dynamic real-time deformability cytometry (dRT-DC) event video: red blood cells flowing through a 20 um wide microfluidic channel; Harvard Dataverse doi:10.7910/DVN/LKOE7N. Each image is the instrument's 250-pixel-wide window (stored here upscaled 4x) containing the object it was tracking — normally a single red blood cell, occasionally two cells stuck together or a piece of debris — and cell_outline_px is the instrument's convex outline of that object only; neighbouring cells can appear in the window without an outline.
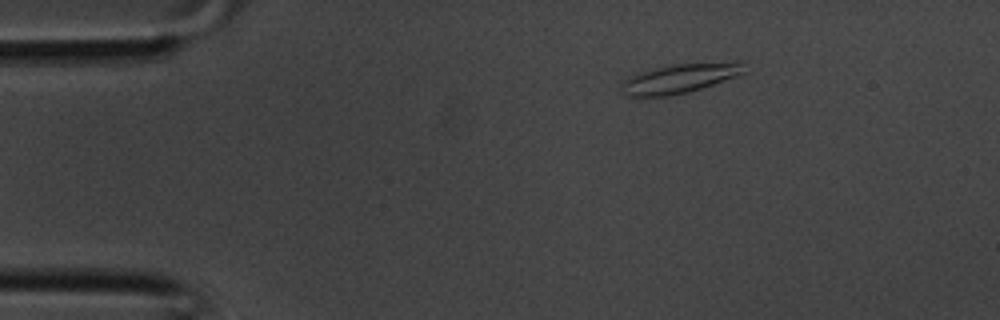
{"species": "common noctule bat (a hibernating species)", "species_latin": "Nyctalus noctula", "temperature_condition": "room temperature", "stored_images_in_passage": 6, "camera_frame_rate_fps": 3000, "um_per_image_px": 0.085, "animal": {"sex": "male", "body_mass_g": 20.1, "forearm_length_mm": 53.5}, "frame": {"image": 1, "passage_image": 1, "time_ms": 0.0, "image_size_px": [1000, 320], "cell_outline_px": [[744, 72], [736, 76], [688, 92], [668, 96], [628, 96], [624, 92], [620, 84], [624, 80], [640, 72], [668, 64], [744, 60]], "centroid_in_image_um": [57.83, 6.63], "position_along_channel_um": 27.2, "area_um2": 21.04}}